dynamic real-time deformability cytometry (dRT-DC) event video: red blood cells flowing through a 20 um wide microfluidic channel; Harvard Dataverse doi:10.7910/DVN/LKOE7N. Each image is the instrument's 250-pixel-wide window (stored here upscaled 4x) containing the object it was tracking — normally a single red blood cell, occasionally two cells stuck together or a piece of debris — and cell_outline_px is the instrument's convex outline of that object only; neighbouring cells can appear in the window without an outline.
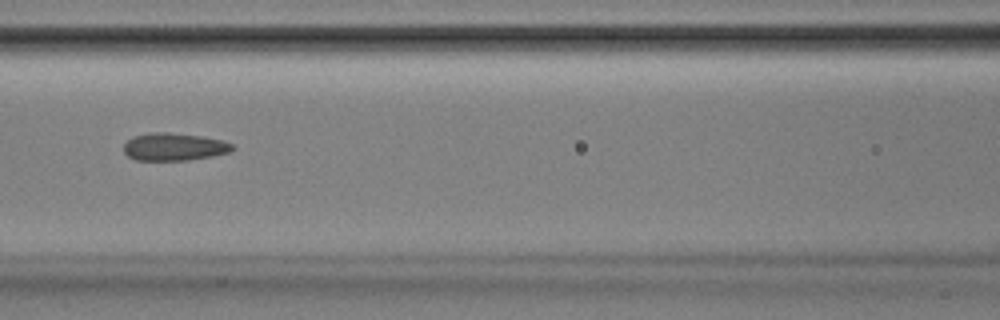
{"species": "Egyptian fruit bat (a non-hibernating species)", "species_latin": "Rousettus aegyptiacus", "temperature_condition": "room temperature", "stored_images_in_passage": 52, "camera_frame_rate_fps": 3000, "um_per_image_px": 0.085, "animal": {"sex": "male"}, "frame": {"image": 1, "passage_image": 23, "time_ms": 7.333, "image_size_px": [1000, 320], "cell_outline_px": [[236, 148], [232, 152], [212, 156], [188, 160], [136, 160], [128, 156], [124, 152], [124, 144], [132, 136], [148, 132], [168, 132], [204, 136], [224, 140], [232, 144]], "centroid_in_image_um": [14.83, 12.47], "position_along_channel_um": 151.8, "area_um2": 17.8}}
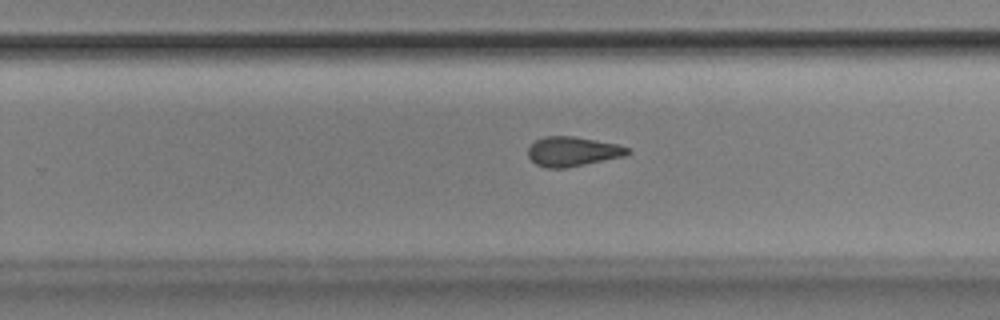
{"frame": {"image": 2, "passage_image": 33, "time_ms": 10.667, "image_size_px": [1000, 320], "cell_outline_px": [[632, 152], [624, 156], [564, 168], [544, 168], [536, 164], [528, 156], [528, 148], [536, 140], [544, 136], [572, 136], [616, 144], [632, 148]], "centroid_in_image_um": [48.67, 12.88], "position_along_channel_um": 281.1, "area_um2": 17.05}}
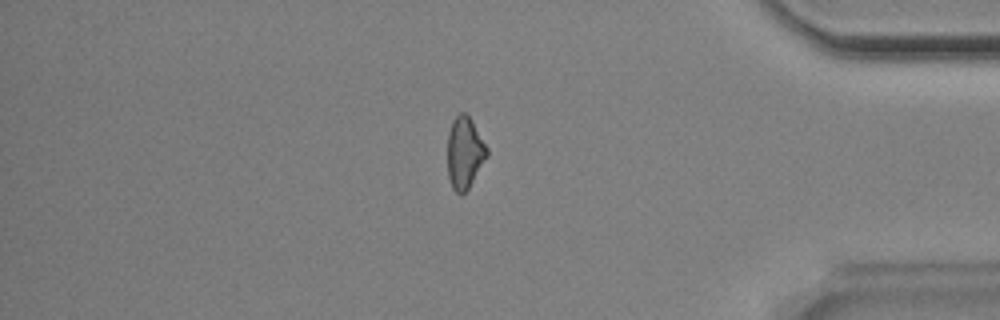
{"frame": {"image": 3, "passage_image": 44, "time_ms": 14.333, "image_size_px": [1000, 320], "cell_outline_px": [[488, 156], [468, 188], [460, 196], [452, 188], [448, 176], [448, 132], [452, 120], [460, 112], [464, 112], [472, 120], [488, 148]], "centroid_in_image_um": [39.49, 12.97], "position_along_channel_um": 395.7, "area_um2": 16.53}, "authors_computed_cell_mechanics": {"area_um2": 17.629, "velocity_mm_per_s": 3.9002, "shape_relaxation_time_tau1_ms": null, "shape_relaxation_time_tau2_ms": 4.0104, "deformation_change_tau1": null, "deformation_change_tau2": 0.1295}}